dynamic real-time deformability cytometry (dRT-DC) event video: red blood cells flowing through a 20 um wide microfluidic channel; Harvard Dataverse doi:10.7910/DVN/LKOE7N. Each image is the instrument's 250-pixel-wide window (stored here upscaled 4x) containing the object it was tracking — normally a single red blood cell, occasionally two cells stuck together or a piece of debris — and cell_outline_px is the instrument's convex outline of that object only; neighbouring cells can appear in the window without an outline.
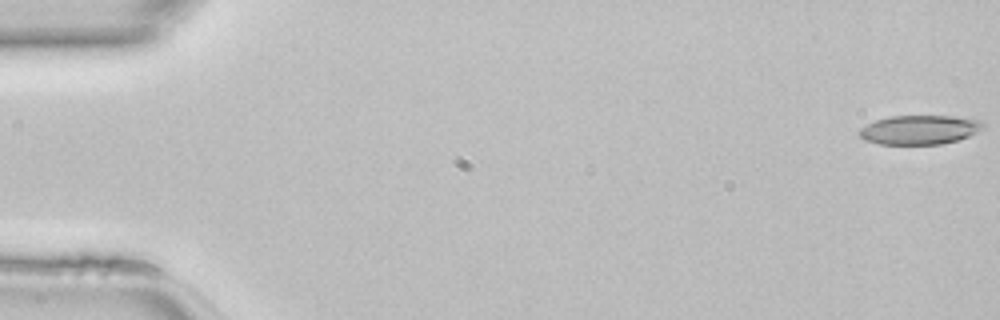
{"species": "common noctule bat (a hibernating species)", "species_latin": "Nyctalus noctula", "temperature_condition": "room temperature", "stored_images_in_passage": 48, "camera_frame_rate_fps": 3000, "um_per_image_px": 0.085, "animal": {"sex": "female", "body_mass_g": 22.7, "forearm_length_mm": 54.2}, "frame": {"image": 1, "passage_image": 1, "time_ms": 0.0, "image_size_px": [1000, 320], "cell_outline_px": [[984, 128], [968, 136], [956, 140], [940, 144], [880, 144], [864, 140], [856, 132], [860, 128], [876, 120], [892, 116], [952, 116], [980, 120], [984, 124]], "centroid_in_image_um": [78.13, 11.03], "position_along_channel_um": 6.9, "area_um2": 20.92}}
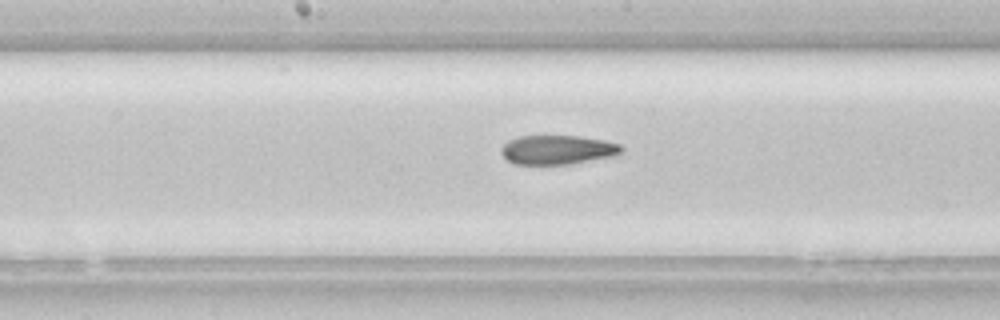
{"frame": {"image": 2, "passage_image": 25, "time_ms": 8.0, "image_size_px": [1000, 320], "cell_outline_px": [[624, 148], [620, 152], [612, 156], [568, 164], [516, 164], [508, 160], [500, 152], [500, 148], [508, 140], [516, 136], [580, 136], [604, 140], [620, 144]], "centroid_in_image_um": [47.36, 12.72], "position_along_channel_um": 200.8, "area_um2": 20.35}}
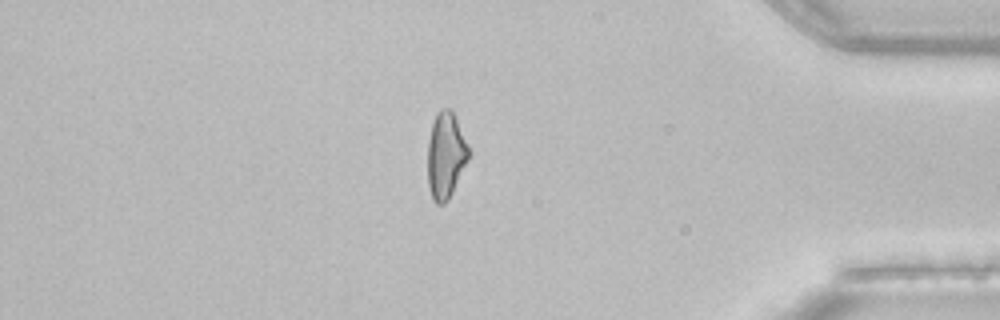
{"frame": {"image": 3, "passage_image": 41, "time_ms": 13.333, "image_size_px": [1000, 320], "cell_outline_px": [[472, 152], [448, 200], [444, 204], [436, 204], [432, 200], [428, 188], [428, 140], [432, 124], [436, 112], [440, 108], [448, 108], [456, 116]], "centroid_in_image_um": [37.9, 13.19], "position_along_channel_um": 397.3, "area_um2": 20.98}}